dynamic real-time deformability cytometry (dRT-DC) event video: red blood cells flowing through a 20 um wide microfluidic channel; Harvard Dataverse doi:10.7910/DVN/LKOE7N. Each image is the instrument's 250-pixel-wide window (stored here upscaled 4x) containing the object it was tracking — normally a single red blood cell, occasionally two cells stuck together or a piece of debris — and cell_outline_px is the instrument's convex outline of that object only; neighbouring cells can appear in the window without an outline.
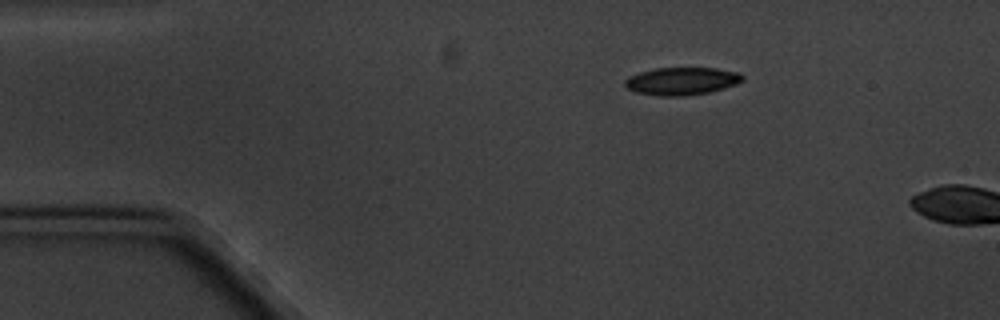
{"species": "common noctule bat (a hibernating species)", "species_latin": "Nyctalus noctula", "temperature_condition": "cold", "stored_images_in_passage": 2, "camera_frame_rate_fps": 3000, "um_per_image_px": 0.085, "animal": {"sex": "male", "body_mass_g": 20.1, "forearm_length_mm": 53.5}, "frame": {"image": 1, "passage_image": 1, "time_ms": 0.0, "image_size_px": [1000, 320], "cell_outline_px": [[744, 80], [736, 84], [724, 88], [708, 92], [684, 96], [660, 96], [636, 92], [628, 88], [624, 84], [624, 80], [628, 76], [640, 72], [656, 68], [716, 68], [736, 72], [744, 76]], "centroid_in_image_um": [57.93, 6.89], "position_along_channel_um": 27.1, "area_um2": 18.9}}